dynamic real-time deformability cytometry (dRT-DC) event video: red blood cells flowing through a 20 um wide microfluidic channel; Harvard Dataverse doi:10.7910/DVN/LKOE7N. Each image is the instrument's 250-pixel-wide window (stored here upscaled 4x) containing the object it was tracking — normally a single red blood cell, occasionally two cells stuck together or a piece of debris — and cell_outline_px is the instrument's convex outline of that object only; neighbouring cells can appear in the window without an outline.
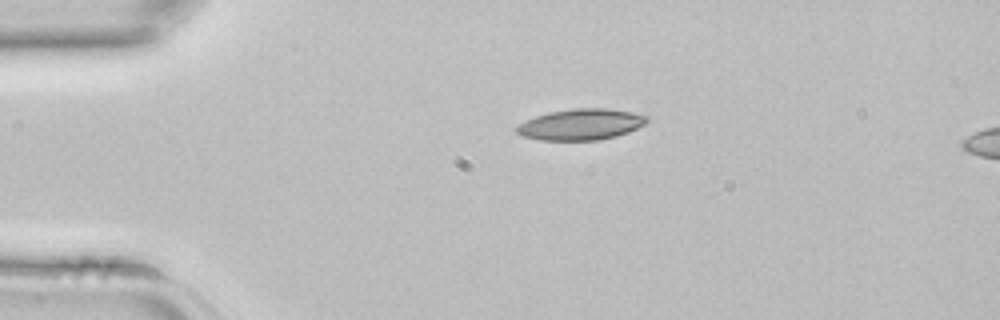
{"species": "common noctule bat (a hibernating species)", "species_latin": "Nyctalus noctula", "temperature_condition": "room temperature", "stored_images_in_passage": 35, "camera_frame_rate_fps": 3000, "um_per_image_px": 0.085, "animal": {"sex": "female", "body_mass_g": 22.7, "forearm_length_mm": 54.2}, "frame": {"image": 1, "passage_image": 1, "time_ms": 0.0, "image_size_px": [1000, 320], "cell_outline_px": [[648, 120], [644, 124], [628, 132], [616, 136], [600, 140], [540, 140], [524, 136], [516, 132], [516, 124], [536, 116], [552, 112], [576, 108], [608, 108], [632, 112], [648, 116]], "centroid_in_image_um": [49.38, 10.58], "position_along_channel_um": 35.6, "area_um2": 23.47}}
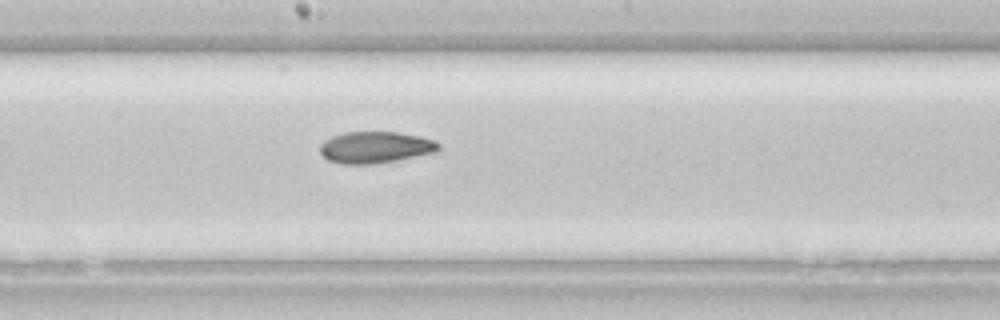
{"frame": {"image": 2, "passage_image": 15, "time_ms": 4.667, "image_size_px": [1000, 320], "cell_outline_px": [[440, 148], [436, 152], [396, 160], [372, 164], [340, 164], [328, 160], [320, 152], [320, 144], [324, 140], [332, 136], [344, 132], [396, 132], [420, 136], [436, 140], [440, 144]], "centroid_in_image_um": [31.9, 12.52], "position_along_channel_um": 216.3, "area_um2": 21.91}}
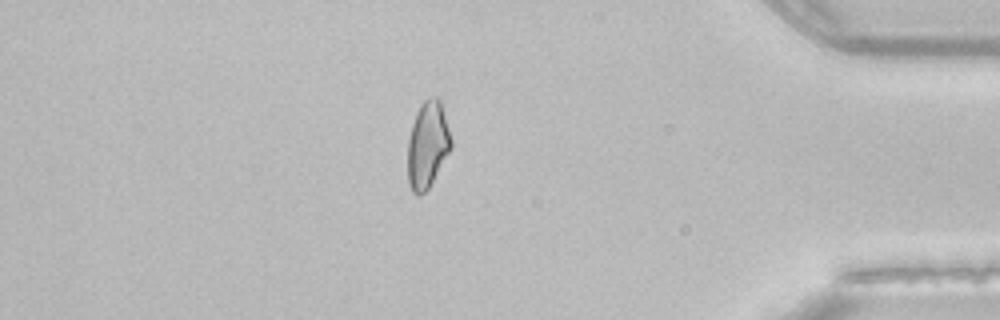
{"frame": {"image": 3, "passage_image": 29, "time_ms": 9.333, "image_size_px": [1000, 320], "cell_outline_px": [[452, 148], [428, 188], [420, 196], [416, 196], [412, 192], [408, 184], [408, 140], [412, 124], [416, 112], [420, 104], [424, 100], [432, 96], [436, 96], [440, 100], [452, 140]], "centroid_in_image_um": [36.33, 12.31], "position_along_channel_um": 398.9, "area_um2": 21.96}}